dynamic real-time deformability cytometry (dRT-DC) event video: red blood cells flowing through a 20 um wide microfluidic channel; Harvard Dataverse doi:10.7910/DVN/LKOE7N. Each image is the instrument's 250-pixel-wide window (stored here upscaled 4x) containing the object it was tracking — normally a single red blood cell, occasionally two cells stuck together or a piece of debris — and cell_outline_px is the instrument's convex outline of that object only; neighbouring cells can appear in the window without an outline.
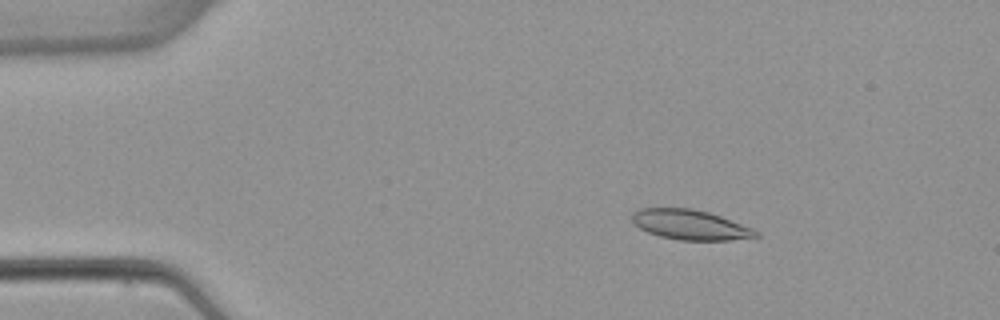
{"species": "common noctule bat (a hibernating species)", "species_latin": "Nyctalus noctula", "temperature_condition": "warm", "stored_images_in_passage": 5, "camera_frame_rate_fps": 3000, "um_per_image_px": 0.085, "animal": {"sex": "female", "body_mass_g": 22.7, "forearm_length_mm": 54.2}, "frame": {"image": 1, "passage_image": 3, "time_ms": 2.333, "image_size_px": [1000, 320], "cell_outline_px": [[760, 236], [756, 240], [680, 240], [660, 236], [648, 232], [640, 228], [632, 220], [632, 212], [640, 208], [692, 208], [708, 212], [720, 216], [752, 228], [760, 232]], "centroid_in_image_um": [58.75, 19.12], "position_along_channel_um": 26.2, "area_um2": 21.85}}